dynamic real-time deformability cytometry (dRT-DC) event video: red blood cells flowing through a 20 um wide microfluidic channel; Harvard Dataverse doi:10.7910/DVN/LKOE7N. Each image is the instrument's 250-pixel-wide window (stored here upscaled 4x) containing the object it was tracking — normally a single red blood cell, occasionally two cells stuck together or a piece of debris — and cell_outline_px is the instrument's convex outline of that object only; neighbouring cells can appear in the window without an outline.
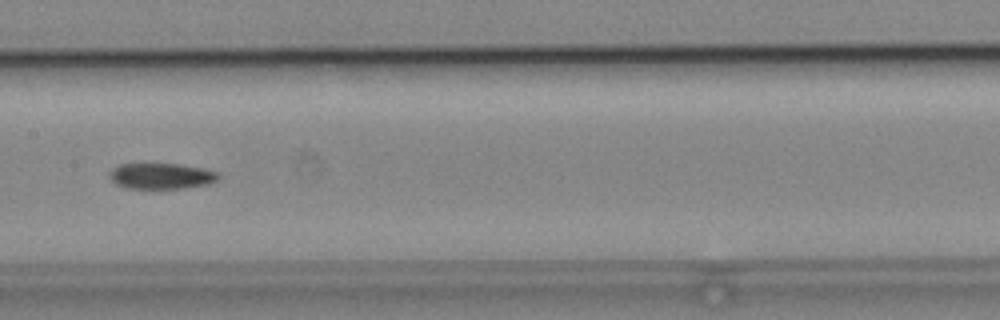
{"species": "common noctule bat (a hibernating species)", "species_latin": "Nyctalus noctula", "temperature_condition": "cold", "stored_images_in_passage": 7, "camera_frame_rate_fps": 3000, "um_per_image_px": 0.085, "animal": {"sex": "male", "body_mass_g": 19.2, "forearm_length_mm": 51.8}, "frame": {"image": 1, "passage_image": 7, "time_ms": 2.0, "image_size_px": [1000, 320], "cell_outline_px": [[220, 176], [216, 180], [208, 184], [180, 188], [128, 188], [116, 184], [112, 180], [112, 168], [120, 164], [176, 164], [200, 168], [216, 172]], "centroid_in_image_um": [13.71, 14.96], "position_along_channel_um": 193.7, "area_um2": 15.9}}